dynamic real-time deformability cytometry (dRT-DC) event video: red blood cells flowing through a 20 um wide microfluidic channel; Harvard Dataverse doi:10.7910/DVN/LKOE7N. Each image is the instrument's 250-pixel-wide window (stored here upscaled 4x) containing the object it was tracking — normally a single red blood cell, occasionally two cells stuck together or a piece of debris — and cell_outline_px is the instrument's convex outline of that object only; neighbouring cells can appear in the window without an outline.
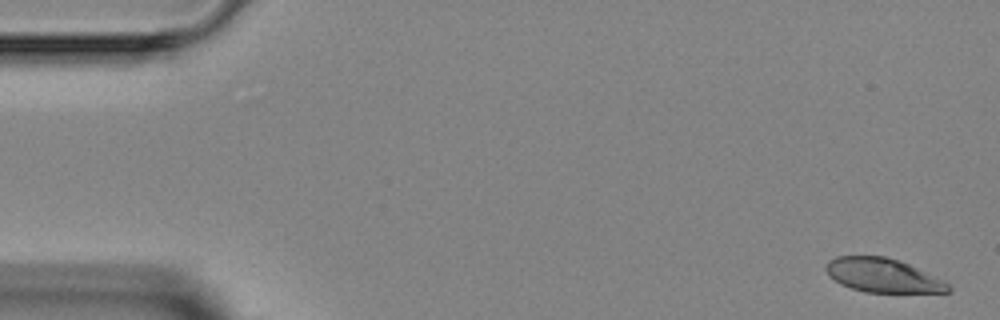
{"species": "Egyptian fruit bat (a non-hibernating species)", "species_latin": "Rousettus aegyptiacus", "temperature_condition": "room temperature", "stored_images_in_passage": 6, "camera_frame_rate_fps": 3000, "um_per_image_px": 0.085, "animal": {"sex": "female"}, "frame": {"image": 1, "passage_image": 1, "time_ms": 0.0, "image_size_px": [1000, 320], "cell_outline_px": [[952, 292], [864, 292], [840, 284], [824, 268], [828, 260], [836, 256], [884, 256], [900, 260], [944, 280], [952, 288]], "centroid_in_image_um": [75.06, 23.4], "position_along_channel_um": 9.9, "area_um2": 24.1}}
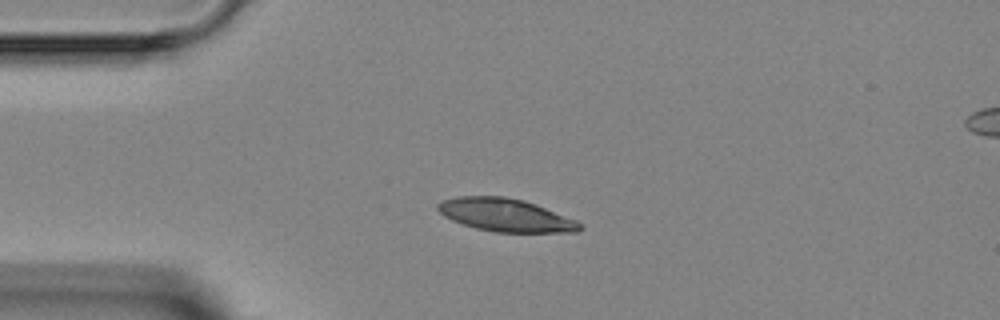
{"frame": {"image": 2, "passage_image": 4, "time_ms": 3.333, "image_size_px": [1000, 320], "cell_outline_px": [[584, 228], [576, 232], [496, 232], [476, 228], [452, 220], [444, 216], [436, 208], [436, 204], [444, 200], [456, 196], [504, 196], [524, 200], [536, 204], [576, 220]], "centroid_in_image_um": [42.97, 18.27], "position_along_channel_um": 42.0, "area_um2": 27.17}}
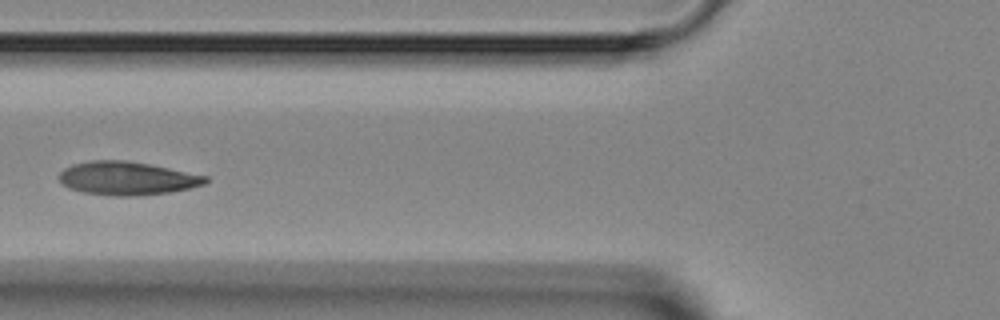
{"frame": {"image": 3, "passage_image": 6, "time_ms": 5.667, "image_size_px": [1000, 320], "cell_outline_px": [[208, 180], [204, 184], [188, 188], [168, 192], [136, 196], [112, 196], [84, 192], [68, 188], [60, 180], [60, 172], [64, 168], [72, 164], [92, 160], [124, 160], [148, 164], [208, 176]], "centroid_in_image_um": [10.77, 15.15], "position_along_channel_um": 115.0, "area_um2": 28.21}}